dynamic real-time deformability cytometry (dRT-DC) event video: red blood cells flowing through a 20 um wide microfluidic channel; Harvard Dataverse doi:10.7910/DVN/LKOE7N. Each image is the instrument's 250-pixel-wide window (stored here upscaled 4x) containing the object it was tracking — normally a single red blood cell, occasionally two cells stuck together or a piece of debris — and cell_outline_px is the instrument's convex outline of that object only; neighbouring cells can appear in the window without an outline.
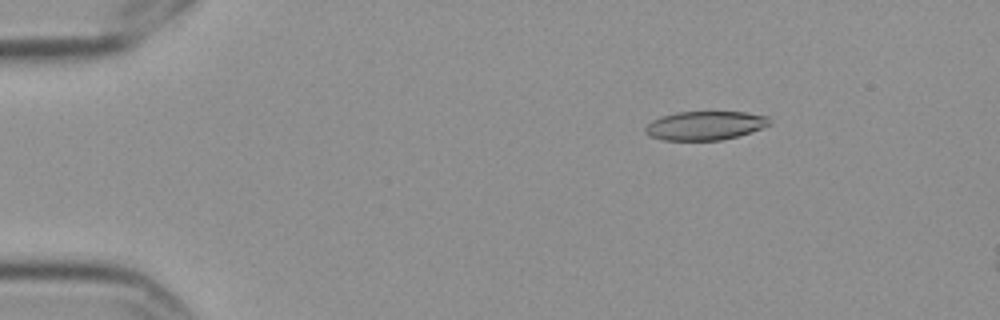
{"species": "Egyptian fruit bat (a non-hibernating species)", "species_latin": "Rousettus aegyptiacus", "temperature_condition": "cold", "stored_images_in_passage": 6, "camera_frame_rate_fps": 3000, "um_per_image_px": 0.085, "frame": {"image": 1, "passage_image": 3, "time_ms": 0.667, "image_size_px": [1000, 320], "cell_outline_px": [[772, 124], [752, 132], [720, 140], [664, 140], [648, 136], [644, 132], [644, 128], [652, 120], [676, 112], [744, 112], [768, 116]], "centroid_in_image_um": [59.93, 10.67], "position_along_channel_um": 25.1, "area_um2": 20.87}}